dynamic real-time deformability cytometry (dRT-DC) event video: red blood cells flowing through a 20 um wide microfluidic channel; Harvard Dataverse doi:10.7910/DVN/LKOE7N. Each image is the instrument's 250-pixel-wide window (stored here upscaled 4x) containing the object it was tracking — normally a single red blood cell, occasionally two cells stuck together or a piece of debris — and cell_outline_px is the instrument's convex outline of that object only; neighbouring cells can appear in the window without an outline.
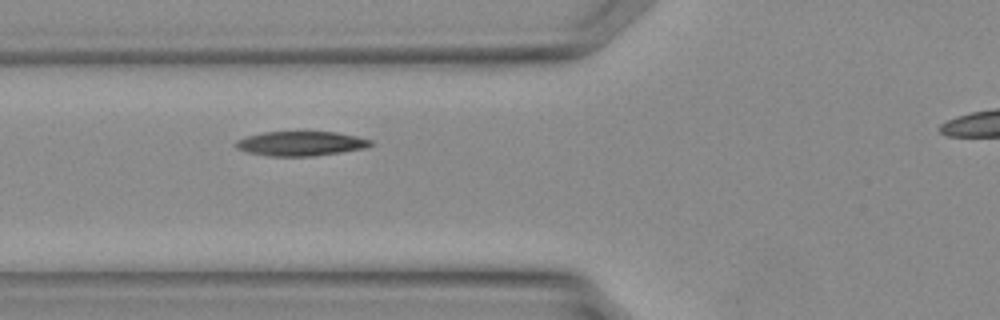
{"species": "Egyptian fruit bat (a non-hibernating species)", "species_latin": "Rousettus aegyptiacus", "temperature_condition": "warm", "stored_images_in_passage": 28, "camera_frame_rate_fps": 3000, "um_per_image_px": 0.085, "animal": {"sex": "female"}, "frame": {"image": 1, "passage_image": 9, "time_ms": 2.667, "image_size_px": [1000, 320], "cell_outline_px": [[372, 144], [364, 148], [340, 152], [312, 156], [268, 156], [248, 152], [236, 148], [236, 140], [244, 136], [264, 132], [336, 132], [356, 136], [372, 140]], "centroid_in_image_um": [25.53, 12.2], "position_along_channel_um": 100.3, "area_um2": 19.13}}